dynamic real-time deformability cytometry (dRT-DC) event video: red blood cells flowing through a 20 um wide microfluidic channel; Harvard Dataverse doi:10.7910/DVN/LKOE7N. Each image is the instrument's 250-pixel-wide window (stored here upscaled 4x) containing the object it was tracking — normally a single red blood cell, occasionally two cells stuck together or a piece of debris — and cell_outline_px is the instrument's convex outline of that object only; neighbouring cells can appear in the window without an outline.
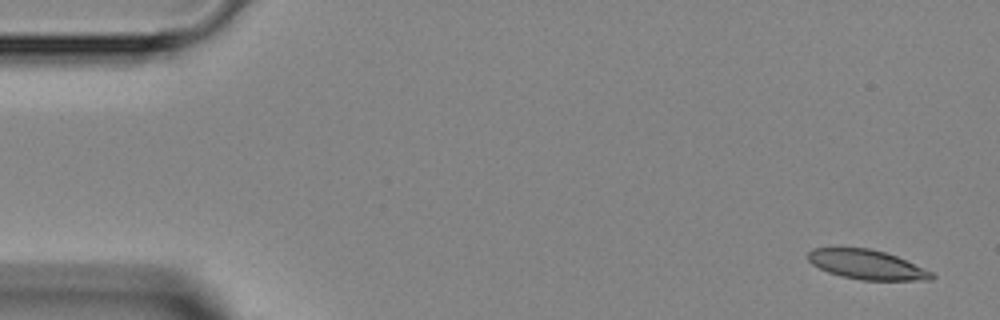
{"species": "Egyptian fruit bat (a non-hibernating species)", "species_latin": "Rousettus aegyptiacus", "temperature_condition": "room temperature", "stored_images_in_passage": 3, "camera_frame_rate_fps": 3000, "um_per_image_px": 0.085, "animal": {"sex": "female"}, "frame": {"image": 1, "passage_image": 1, "time_ms": 0.0, "image_size_px": [1000, 320], "cell_outline_px": [[936, 276], [932, 280], [864, 280], [840, 276], [828, 272], [812, 264], [808, 260], [808, 252], [812, 248], [868, 248], [884, 252], [896, 256], [932, 272]], "centroid_in_image_um": [73.67, 22.5], "position_along_channel_um": 11.3, "area_um2": 21.04}}